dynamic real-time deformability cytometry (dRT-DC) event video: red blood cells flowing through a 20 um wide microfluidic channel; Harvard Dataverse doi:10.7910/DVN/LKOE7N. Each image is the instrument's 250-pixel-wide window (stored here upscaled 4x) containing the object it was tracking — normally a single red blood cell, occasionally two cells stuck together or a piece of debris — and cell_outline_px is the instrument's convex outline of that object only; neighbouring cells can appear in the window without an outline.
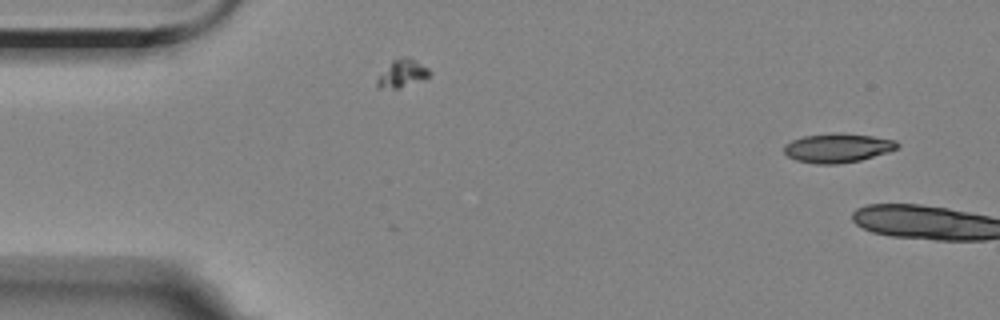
{"species": "Egyptian fruit bat (a non-hibernating species)", "species_latin": "Rousettus aegyptiacus", "temperature_condition": "room temperature", "stored_images_in_passage": 2, "camera_frame_rate_fps": 3000, "um_per_image_px": 0.085, "animal": {"sex": "female"}, "frame": {"image": 1, "passage_image": 1, "time_ms": 0.0, "image_size_px": [1000, 320], "cell_outline_px": [[900, 148], [888, 152], [860, 160], [836, 164], [816, 164], [796, 160], [788, 156], [784, 152], [784, 144], [792, 140], [804, 136], [836, 132], [840, 132], [872, 136], [896, 140], [900, 144]], "centroid_in_image_um": [71.22, 12.56], "position_along_channel_um": 13.8, "area_um2": 19.36}}